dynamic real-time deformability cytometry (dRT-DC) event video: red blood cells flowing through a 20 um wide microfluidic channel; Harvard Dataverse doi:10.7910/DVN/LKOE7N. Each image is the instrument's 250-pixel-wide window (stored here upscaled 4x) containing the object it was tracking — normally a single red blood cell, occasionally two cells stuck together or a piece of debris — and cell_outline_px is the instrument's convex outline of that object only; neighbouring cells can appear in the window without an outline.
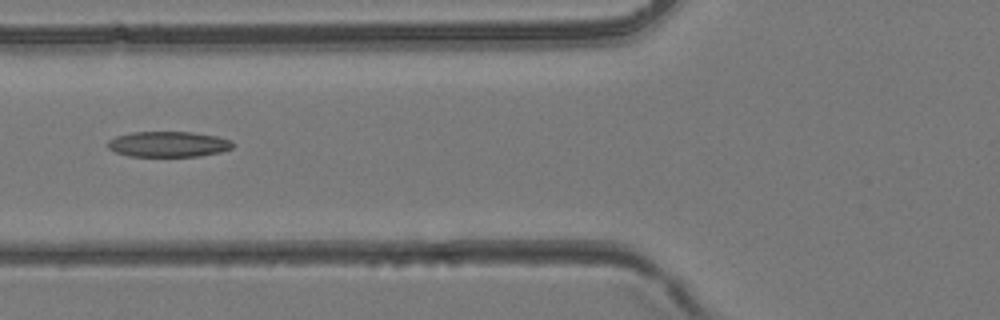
{"species": "common noctule bat (a hibernating species)", "species_latin": "Nyctalus noctula", "temperature_condition": "room temperature", "stored_images_in_passage": 43, "camera_frame_rate_fps": 3000, "um_per_image_px": 0.085, "animal": {"sex": "female", "body_mass_g": 24.6, "forearm_length_mm": 56.2}, "frame": {"image": 1, "passage_image": 17, "time_ms": 5.333, "image_size_px": [1000, 320], "cell_outline_px": [[232, 148], [220, 152], [200, 156], [128, 156], [116, 152], [108, 148], [108, 140], [116, 136], [132, 132], [192, 132], [216, 136], [232, 140]], "centroid_in_image_um": [14.3, 12.25], "position_along_channel_um": 111.5, "area_um2": 18.55}}
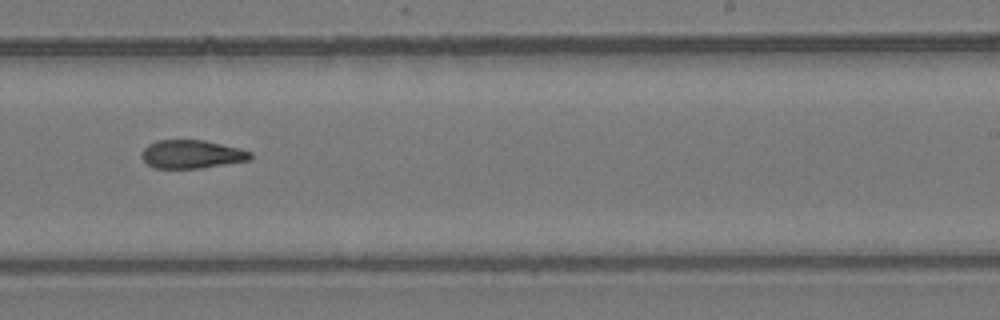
{"frame": {"image": 2, "passage_image": 27, "time_ms": 8.667, "image_size_px": [1000, 320], "cell_outline_px": [[252, 156], [248, 160], [200, 168], [152, 168], [140, 156], [144, 148], [148, 144], [156, 140], [204, 140], [240, 148], [252, 152]], "centroid_in_image_um": [16.27, 13.1], "position_along_channel_um": 272.7, "area_um2": 17.92}}
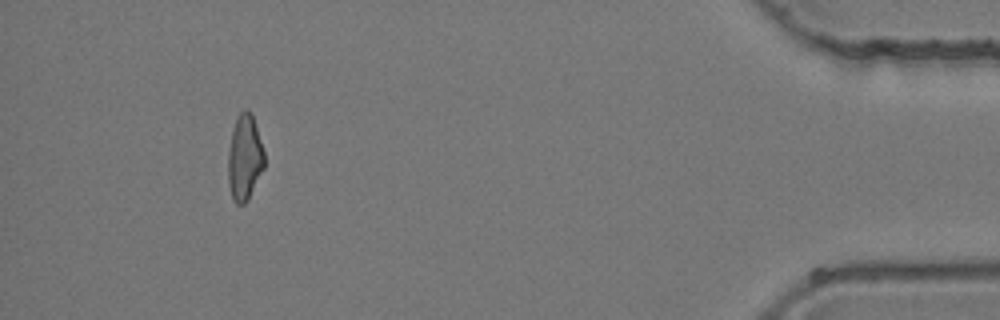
{"frame": {"image": 3, "passage_image": 40, "time_ms": 13.0, "image_size_px": [1000, 320], "cell_outline_px": [[264, 168], [248, 200], [244, 204], [236, 204], [232, 200], [228, 184], [228, 152], [232, 132], [236, 116], [244, 108], [248, 108], [252, 112], [264, 152]], "centroid_in_image_um": [20.78, 13.39], "position_along_channel_um": 414.4, "area_um2": 18.38}}